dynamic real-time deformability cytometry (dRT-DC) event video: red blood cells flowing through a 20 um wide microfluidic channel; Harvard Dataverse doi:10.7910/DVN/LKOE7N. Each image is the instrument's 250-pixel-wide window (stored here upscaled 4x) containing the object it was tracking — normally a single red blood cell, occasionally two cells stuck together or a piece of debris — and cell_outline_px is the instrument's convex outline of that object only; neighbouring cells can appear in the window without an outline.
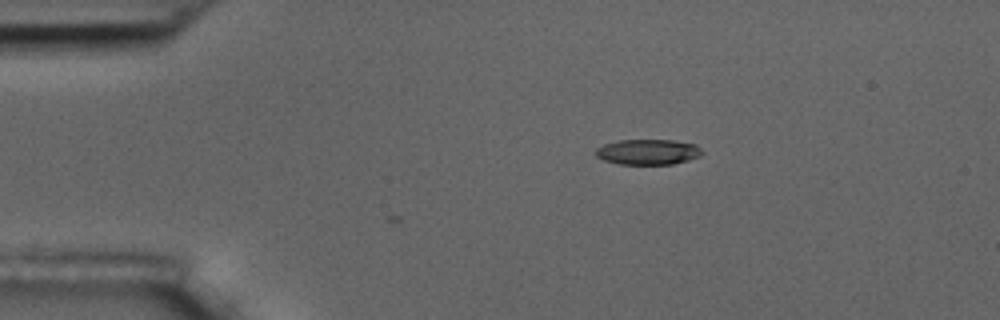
{"species": "common noctule bat (a hibernating species)", "species_latin": "Nyctalus noctula", "temperature_condition": "room temperature", "stored_images_in_passage": 6, "camera_frame_rate_fps": 3000, "um_per_image_px": 0.085, "animal": {"sex": "male", "body_mass_g": 17.5, "forearm_length_mm": 52.3}, "frame": {"image": 1, "passage_image": 6, "time_ms": 1.667, "image_size_px": [1000, 320], "cell_outline_px": [[704, 152], [700, 156], [688, 160], [672, 164], [620, 164], [604, 160], [596, 156], [592, 152], [596, 148], [604, 144], [620, 140], [672, 140], [696, 144]], "centroid_in_image_um": [55.06, 12.91], "position_along_channel_um": 29.9, "area_um2": 15.84}}